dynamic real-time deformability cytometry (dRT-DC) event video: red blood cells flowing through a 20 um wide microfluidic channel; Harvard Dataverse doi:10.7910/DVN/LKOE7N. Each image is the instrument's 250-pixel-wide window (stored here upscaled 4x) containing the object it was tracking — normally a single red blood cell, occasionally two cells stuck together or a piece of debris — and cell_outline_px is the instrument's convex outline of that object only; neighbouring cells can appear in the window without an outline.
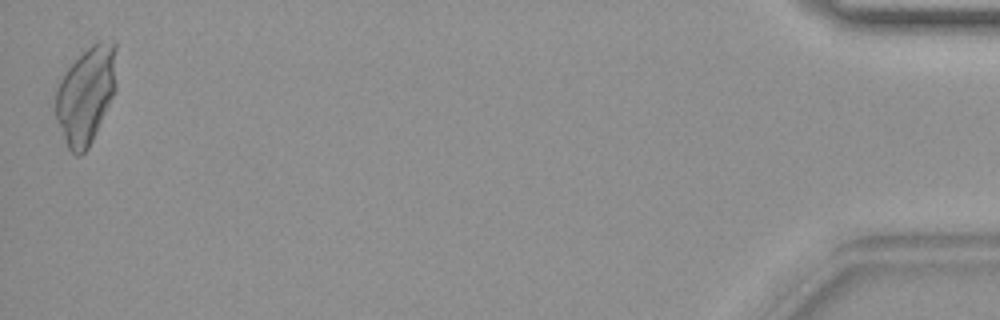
{"species": "common noctule bat (a hibernating species)", "species_latin": "Nyctalus noctula", "temperature_condition": "warm", "stored_images_in_passage": 38, "camera_frame_rate_fps": 3000, "um_per_image_px": 0.085, "animal": {"sex": "female", "body_mass_g": 19.9}, "frame": {"image": 1, "passage_image": 38, "time_ms": 12.333, "image_size_px": [1000, 320], "cell_outline_px": [[116, 88], [92, 140], [88, 148], [80, 156], [76, 156], [68, 148], [56, 120], [56, 88], [60, 80], [68, 68], [96, 40], [112, 36], [116, 40]], "centroid_in_image_um": [7.34, 8.0], "position_along_channel_um": 427.9, "area_um2": 34.51}}